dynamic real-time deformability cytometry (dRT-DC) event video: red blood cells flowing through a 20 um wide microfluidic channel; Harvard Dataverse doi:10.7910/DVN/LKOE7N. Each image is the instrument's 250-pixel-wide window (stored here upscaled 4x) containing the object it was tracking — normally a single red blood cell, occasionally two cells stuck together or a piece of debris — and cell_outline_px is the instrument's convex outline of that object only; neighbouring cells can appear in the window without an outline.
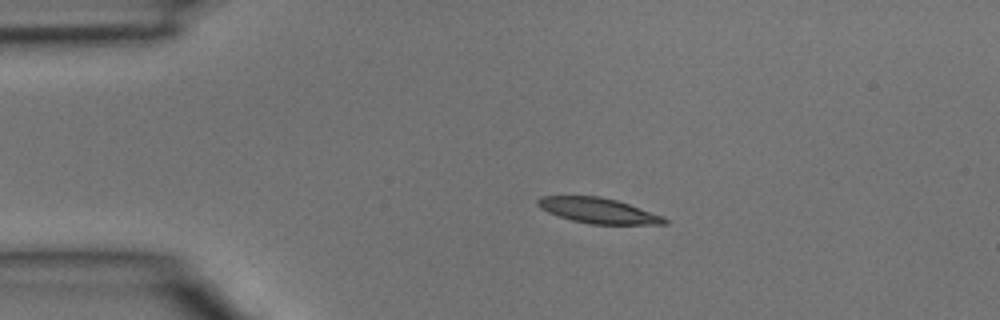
{"species": "common noctule bat (a hibernating species)", "species_latin": "Nyctalus noctula", "temperature_condition": "room temperature", "stored_images_in_passage": 2, "camera_frame_rate_fps": 3000, "um_per_image_px": 0.085, "animal": {"sex": "male", "body_mass_g": 15.6}, "frame": {"image": 1, "passage_image": 1, "time_ms": 0.0, "image_size_px": [1000, 320], "cell_outline_px": [[668, 224], [592, 224], [572, 220], [548, 212], [540, 208], [536, 204], [536, 200], [540, 196], [600, 196], [616, 200], [664, 216], [668, 220]], "centroid_in_image_um": [50.85, 17.9], "position_along_channel_um": 34.2, "area_um2": 18.61}}